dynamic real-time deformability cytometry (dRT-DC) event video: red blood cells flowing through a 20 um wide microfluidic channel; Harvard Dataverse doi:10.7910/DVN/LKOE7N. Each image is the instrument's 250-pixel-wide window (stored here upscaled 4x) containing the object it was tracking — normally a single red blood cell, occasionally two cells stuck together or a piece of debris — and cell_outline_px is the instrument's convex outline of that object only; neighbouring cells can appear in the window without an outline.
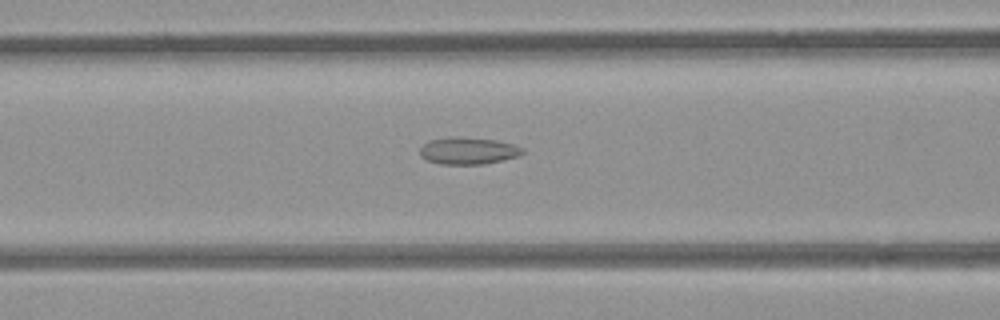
{"species": "common noctule bat (a hibernating species)", "species_latin": "Nyctalus noctula", "temperature_condition": "room temperature", "stored_images_in_passage": 36, "camera_frame_rate_fps": 3000, "um_per_image_px": 0.085, "animal": {"sex": "female", "body_mass_g": 21.9}, "frame": {"image": 1, "passage_image": 5, "time_ms": 1.333, "image_size_px": [1000, 320], "cell_outline_px": [[524, 152], [520, 156], [484, 164], [440, 164], [428, 160], [420, 156], [420, 148], [428, 140], [448, 136], [460, 136], [496, 140], [512, 144], [524, 148]], "centroid_in_image_um": [39.79, 12.8], "position_along_channel_um": 126.8, "area_um2": 16.36}}
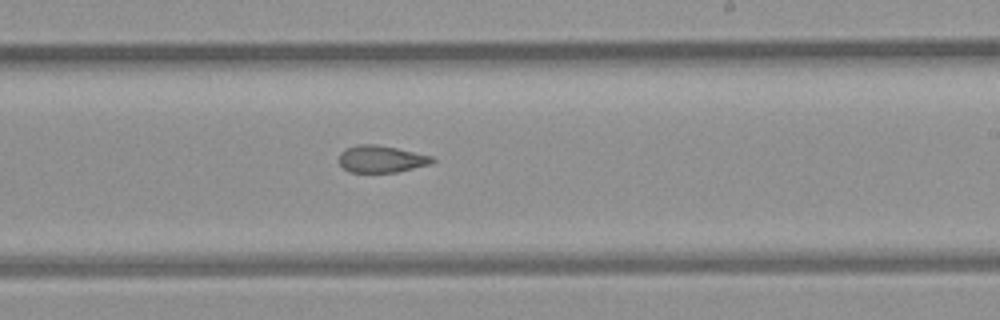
{"frame": {"image": 2, "passage_image": 15, "time_ms": 4.667, "image_size_px": [1000, 320], "cell_outline_px": [[436, 160], [432, 164], [396, 172], [348, 172], [340, 164], [340, 152], [344, 148], [356, 144], [376, 144], [396, 148], [432, 156]], "centroid_in_image_um": [32.4, 13.51], "position_along_channel_um": 256.6, "area_um2": 14.74}}
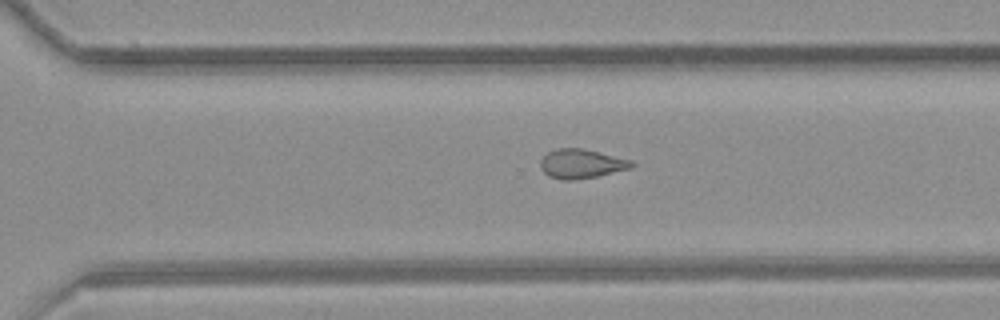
{"frame": {"image": 3, "passage_image": 20, "time_ms": 6.333, "image_size_px": [1000, 320], "cell_outline_px": [[636, 164], [632, 168], [596, 176], [572, 180], [564, 180], [548, 176], [540, 168], [540, 160], [548, 152], [556, 148], [584, 148], [632, 160]], "centroid_in_image_um": [49.42, 13.91], "position_along_channel_um": 321.2, "area_um2": 15.61}}